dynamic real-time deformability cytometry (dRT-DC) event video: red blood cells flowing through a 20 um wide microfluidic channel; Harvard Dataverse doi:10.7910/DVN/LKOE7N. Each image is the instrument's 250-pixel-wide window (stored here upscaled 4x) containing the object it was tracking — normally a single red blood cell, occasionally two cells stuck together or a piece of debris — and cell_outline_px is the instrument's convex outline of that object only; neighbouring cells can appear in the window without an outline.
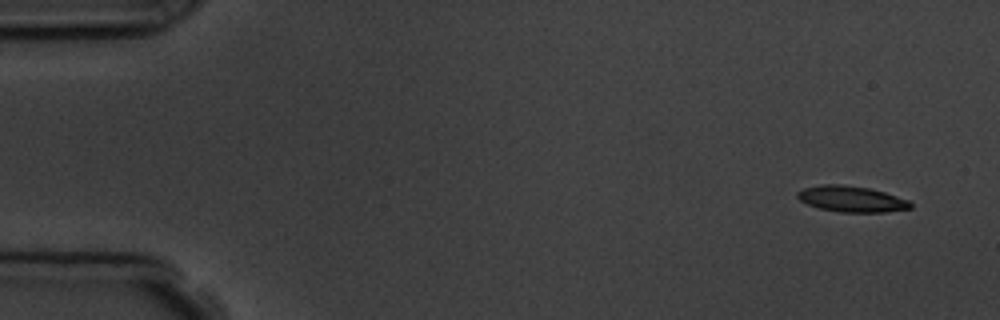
{"species": "common noctule bat (a hibernating species)", "species_latin": "Nyctalus noctula", "temperature_condition": "room temperature", "stored_images_in_passage": 5, "camera_frame_rate_fps": 3000, "um_per_image_px": 0.085, "animal": {"sex": "male", "body_mass_g": 19.5, "forearm_length_mm": 54.6}, "frame": {"image": 1, "passage_image": 1, "time_ms": 0.0, "image_size_px": [1000, 320], "cell_outline_px": [[912, 208], [884, 212], [840, 212], [820, 208], [808, 204], [800, 200], [796, 196], [796, 192], [804, 188], [820, 184], [844, 184], [868, 188], [884, 192], [908, 200], [912, 204]], "centroid_in_image_um": [72.36, 16.9], "position_along_channel_um": 12.6, "area_um2": 17.05}}
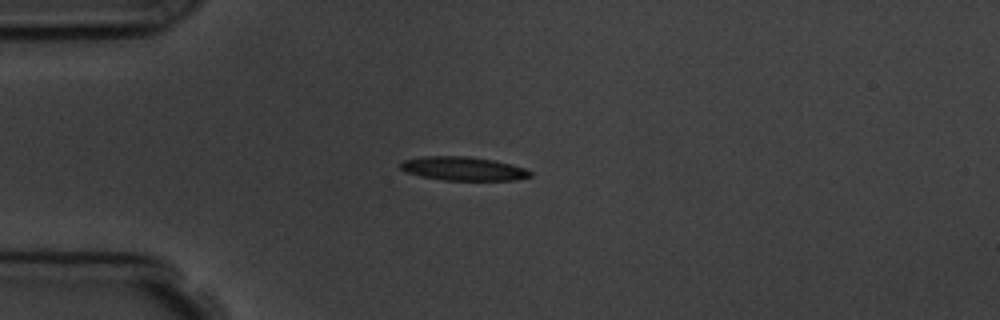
{"frame": {"image": 2, "passage_image": 4, "time_ms": 3.667, "image_size_px": [1000, 320], "cell_outline_px": [[532, 176], [516, 180], [444, 180], [420, 176], [408, 172], [400, 168], [400, 164], [404, 160], [424, 156], [468, 156], [492, 160], [512, 164], [524, 168], [532, 172]], "centroid_in_image_um": [39.4, 14.33], "position_along_channel_um": 45.6, "area_um2": 17.86}}